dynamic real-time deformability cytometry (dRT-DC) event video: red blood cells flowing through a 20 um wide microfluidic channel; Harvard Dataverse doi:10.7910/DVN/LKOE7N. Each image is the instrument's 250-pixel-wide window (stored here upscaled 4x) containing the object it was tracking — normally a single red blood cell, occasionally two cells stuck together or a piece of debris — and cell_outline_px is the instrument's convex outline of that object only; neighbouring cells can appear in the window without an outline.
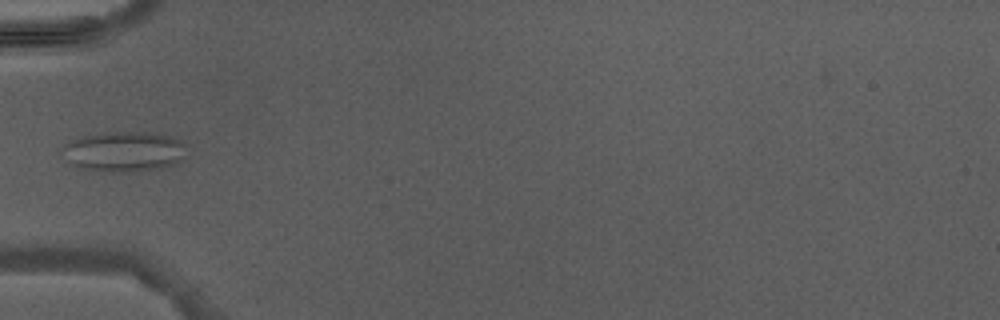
{"species": "Egyptian fruit bat (a non-hibernating species)", "species_latin": "Rousettus aegyptiacus", "temperature_condition": "warm", "stored_images_in_passage": 6, "camera_frame_rate_fps": 3000, "um_per_image_px": 0.085, "animal": {"sex": "male"}, "frame": {"image": 1, "passage_image": 5, "time_ms": 5.0, "image_size_px": [1000, 320], "cell_outline_px": [[184, 156], [180, 160], [172, 164], [160, 168], [124, 172], [108, 172], [72, 164], [60, 152], [64, 144], [72, 140], [88, 136], [112, 132], [152, 132], [184, 140]], "centroid_in_image_um": [10.57, 12.87], "position_along_channel_um": 74.4, "area_um2": 28.55}}